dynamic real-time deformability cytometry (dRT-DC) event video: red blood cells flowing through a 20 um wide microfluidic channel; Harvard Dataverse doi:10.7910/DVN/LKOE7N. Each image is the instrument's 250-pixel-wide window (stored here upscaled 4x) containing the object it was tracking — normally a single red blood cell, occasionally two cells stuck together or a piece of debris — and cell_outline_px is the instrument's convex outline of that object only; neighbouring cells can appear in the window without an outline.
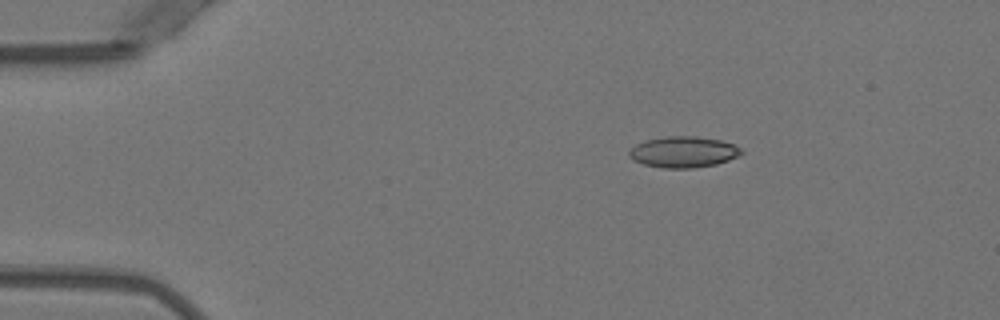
{"species": "Egyptian fruit bat (a non-hibernating species)", "species_latin": "Rousettus aegyptiacus", "temperature_condition": "warm", "stored_images_in_passage": 38, "camera_frame_rate_fps": 3000, "um_per_image_px": 0.085, "animal": {"sex": "female"}, "frame": {"image": 1, "passage_image": 1, "time_ms": 0.0, "image_size_px": [1000, 320], "cell_outline_px": [[744, 152], [728, 160], [716, 164], [692, 168], [664, 168], [644, 164], [632, 160], [628, 156], [628, 152], [636, 144], [644, 140], [668, 136], [696, 136], [720, 140], [732, 144], [740, 148]], "centroid_in_image_um": [58.05, 12.91], "position_along_channel_um": 26.9, "area_um2": 20.23}}
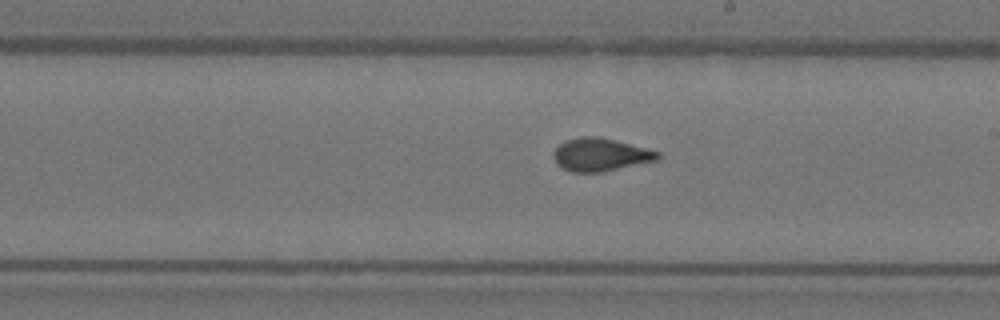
{"frame": {"image": 2, "passage_image": 22, "time_ms": 7.0, "image_size_px": [1000, 320], "cell_outline_px": [[660, 156], [656, 160], [600, 172], [572, 172], [556, 164], [552, 156], [552, 152], [560, 144], [568, 140], [580, 136], [596, 136], [660, 152]], "centroid_in_image_um": [50.97, 13.15], "position_along_channel_um": 238.0, "area_um2": 19.54}}
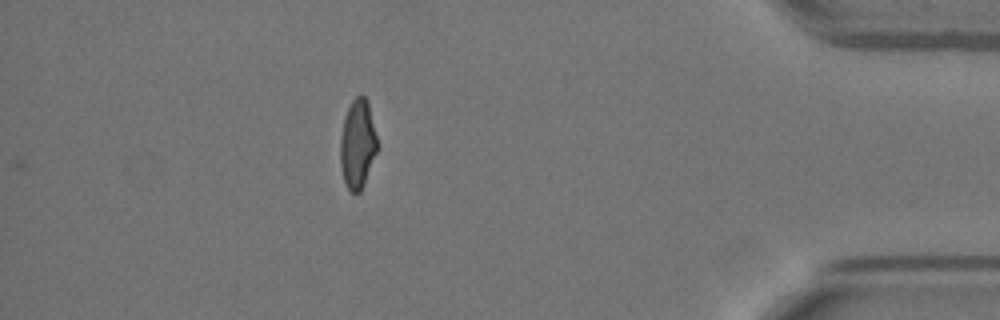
{"frame": {"image": 3, "passage_image": 38, "time_ms": 12.333, "image_size_px": [1000, 320], "cell_outline_px": [[376, 152], [364, 184], [360, 192], [356, 196], [348, 188], [344, 180], [340, 164], [340, 140], [344, 116], [352, 100], [356, 96], [364, 96], [368, 104], [376, 136]], "centroid_in_image_um": [30.36, 12.27], "position_along_channel_um": 404.8, "area_um2": 18.84}, "authors_computed_cell_mechanics": {"area_um2": 19.8254, "velocity_mm_per_s": 3.965, "shape_relaxation_time_tau1_ms": 7.9488, "shape_relaxation_time_tau2_ms": 0.9943, "deformation_change_tau1": 0.2093, "deformation_change_tau2": 0.0617}}